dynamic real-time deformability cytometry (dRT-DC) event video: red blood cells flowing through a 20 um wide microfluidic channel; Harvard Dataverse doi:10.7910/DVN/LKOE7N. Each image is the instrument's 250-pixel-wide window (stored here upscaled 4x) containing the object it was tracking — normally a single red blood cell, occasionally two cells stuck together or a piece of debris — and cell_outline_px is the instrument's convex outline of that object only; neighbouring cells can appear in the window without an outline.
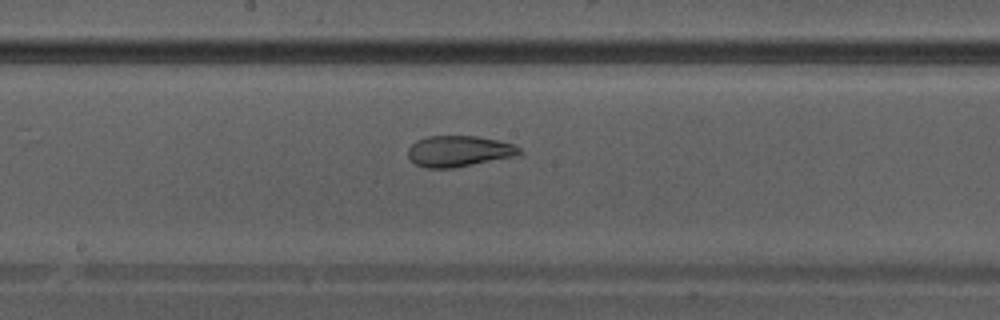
{"species": "Egyptian fruit bat (a non-hibernating species)", "species_latin": "Rousettus aegyptiacus", "temperature_condition": "warm", "stored_images_in_passage": 25, "camera_frame_rate_fps": 3000, "um_per_image_px": 0.085, "animal": {"sex": "male"}, "frame": {"image": 1, "passage_image": 11, "time_ms": 3.333, "image_size_px": [1000, 320], "cell_outline_px": [[524, 152], [512, 156], [452, 168], [424, 168], [416, 164], [408, 156], [408, 148], [416, 140], [428, 136], [476, 136], [496, 140], [512, 144], [520, 148]], "centroid_in_image_um": [38.96, 12.84], "position_along_channel_um": 209.2, "area_um2": 19.83}}